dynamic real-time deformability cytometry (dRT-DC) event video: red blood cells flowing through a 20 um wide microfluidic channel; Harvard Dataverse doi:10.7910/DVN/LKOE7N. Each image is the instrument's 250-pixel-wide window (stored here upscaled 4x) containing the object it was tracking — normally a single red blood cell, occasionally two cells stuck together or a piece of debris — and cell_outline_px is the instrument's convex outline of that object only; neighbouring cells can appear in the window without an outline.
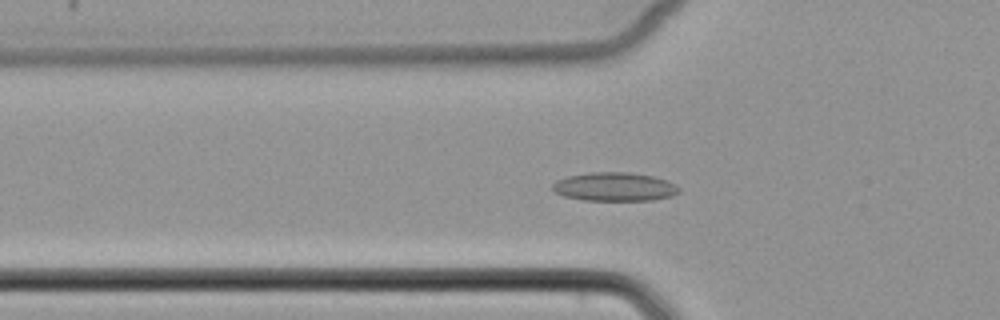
{"species": "common noctule bat (a hibernating species)", "species_latin": "Nyctalus noctula", "temperature_condition": "cold", "stored_images_in_passage": 46, "camera_frame_rate_fps": 3000, "um_per_image_px": 0.085, "animal": {"sex": "female", "body_mass_g": 22.7, "forearm_length_mm": 54.2}, "frame": {"image": 1, "passage_image": 12, "time_ms": 3.667, "image_size_px": [1000, 320], "cell_outline_px": [[680, 192], [672, 196], [652, 200], [584, 200], [564, 196], [556, 192], [552, 188], [552, 184], [556, 180], [568, 176], [588, 172], [628, 172], [652, 176], [664, 180], [680, 188]], "centroid_in_image_um": [52.21, 15.87], "position_along_channel_um": 73.6, "area_um2": 20.98}}
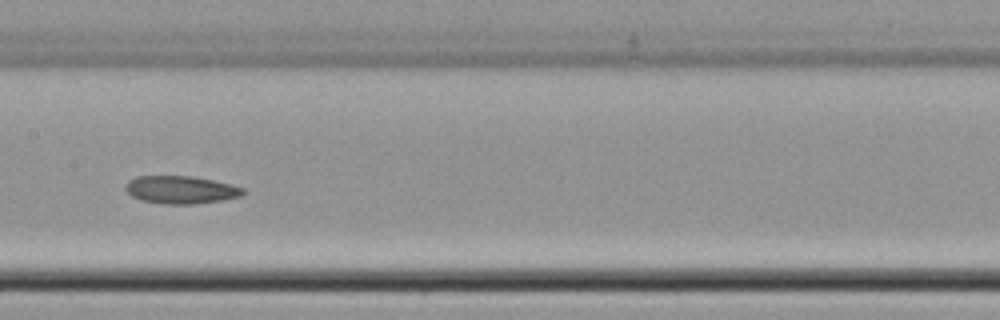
{"frame": {"image": 2, "passage_image": 21, "time_ms": 6.667, "image_size_px": [1000, 320], "cell_outline_px": [[244, 192], [240, 196], [224, 200], [192, 204], [160, 204], [140, 200], [132, 196], [124, 188], [128, 180], [136, 176], [192, 176], [212, 180], [244, 188]], "centroid_in_image_um": [15.33, 16.13], "position_along_channel_um": 192.1, "area_um2": 19.02}}
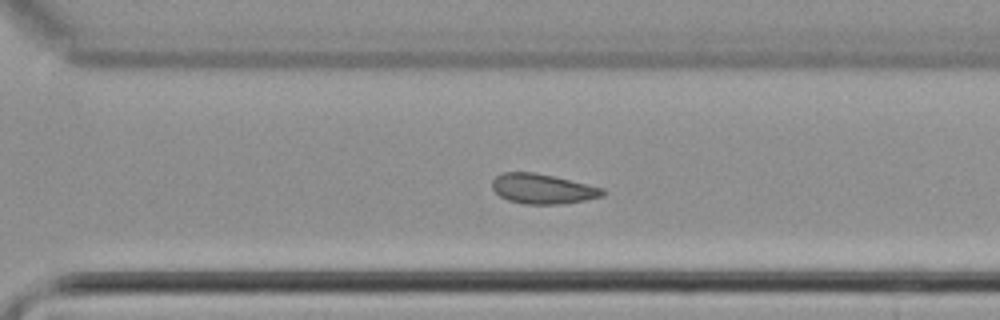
{"frame": {"image": 3, "passage_image": 31, "time_ms": 10.0, "image_size_px": [1000, 320], "cell_outline_px": [[604, 196], [584, 200], [560, 204], [524, 204], [508, 200], [500, 196], [492, 188], [492, 180], [496, 176], [504, 172], [532, 172], [552, 176], [604, 188]], "centroid_in_image_um": [46.1, 16.05], "position_along_channel_um": 324.5, "area_um2": 19.07}}